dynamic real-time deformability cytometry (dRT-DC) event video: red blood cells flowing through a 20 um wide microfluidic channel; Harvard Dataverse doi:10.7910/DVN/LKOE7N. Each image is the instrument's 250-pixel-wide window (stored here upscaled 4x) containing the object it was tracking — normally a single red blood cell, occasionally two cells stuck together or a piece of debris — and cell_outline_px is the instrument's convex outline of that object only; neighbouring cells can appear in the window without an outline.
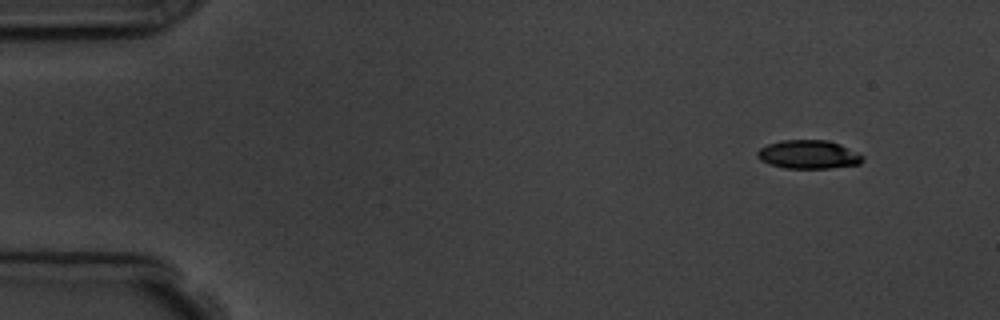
{"species": "common noctule bat (a hibernating species)", "species_latin": "Nyctalus noctula", "temperature_condition": "room temperature", "stored_images_in_passage": 4, "camera_frame_rate_fps": 3000, "um_per_image_px": 0.085, "animal": {"sex": "male", "body_mass_g": 19.5, "forearm_length_mm": 54.6}, "frame": {"image": 1, "passage_image": 1, "time_ms": 0.0, "image_size_px": [1000, 320], "cell_outline_px": [[864, 160], [860, 164], [828, 168], [784, 168], [768, 164], [760, 160], [756, 156], [756, 152], [760, 148], [768, 144], [780, 140], [828, 140], [840, 144], [864, 156]], "centroid_in_image_um": [68.7, 13.13], "position_along_channel_um": 16.3, "area_um2": 17.63}}
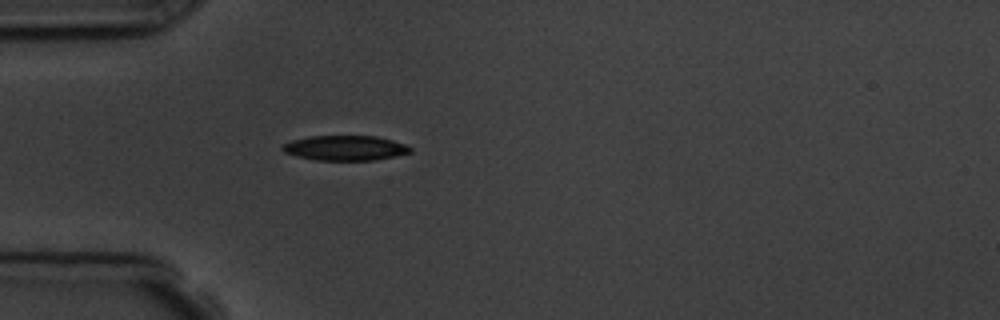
{"frame": {"image": 2, "passage_image": 4, "time_ms": 3.667, "image_size_px": [1000, 320], "cell_outline_px": [[412, 152], [396, 156], [376, 160], [316, 160], [296, 156], [284, 152], [280, 148], [280, 144], [292, 140], [308, 136], [376, 136], [392, 140], [404, 144], [412, 148]], "centroid_in_image_um": [29.31, 12.58], "position_along_channel_um": 55.7, "area_um2": 18.73}}